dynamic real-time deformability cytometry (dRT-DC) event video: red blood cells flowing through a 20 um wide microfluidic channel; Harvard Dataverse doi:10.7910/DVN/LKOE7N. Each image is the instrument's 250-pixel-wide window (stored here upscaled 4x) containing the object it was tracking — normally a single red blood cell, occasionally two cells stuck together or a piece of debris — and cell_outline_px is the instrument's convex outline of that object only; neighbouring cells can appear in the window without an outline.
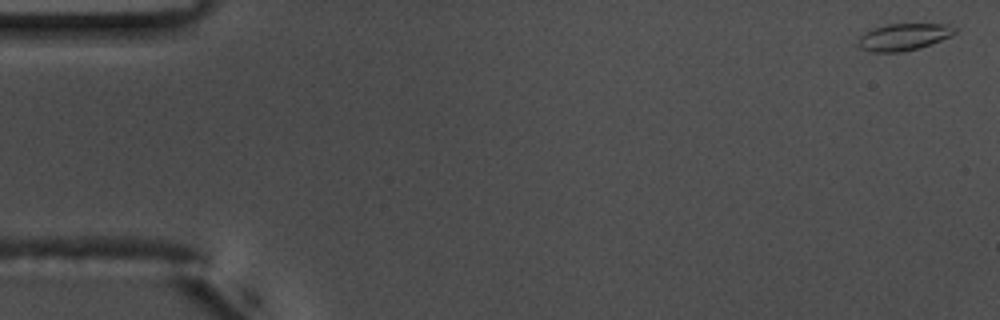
{"species": "common noctule bat (a hibernating species)", "species_latin": "Nyctalus noctula", "temperature_condition": "warm", "stored_images_in_passage": 55, "camera_frame_rate_fps": 3000, "um_per_image_px": 0.085, "animal": {"sex": "male", "body_mass_g": 17.5, "forearm_length_mm": 52.3}, "frame": {"image": 1, "passage_image": 1, "time_ms": 0.0, "image_size_px": [1000, 320], "cell_outline_px": [[956, 32], [940, 40], [916, 48], [900, 52], [872, 52], [860, 48], [856, 44], [860, 36], [864, 32], [872, 28], [888, 24], [948, 24], [956, 28]], "centroid_in_image_um": [76.74, 3.13], "position_along_channel_um": 8.3, "area_um2": 14.97}}
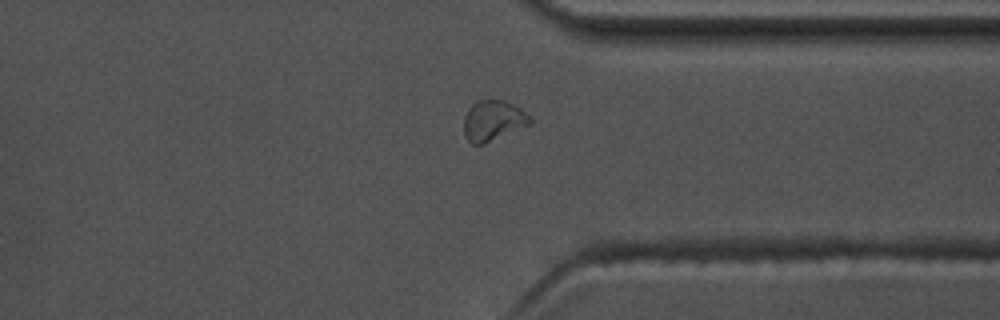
{"frame": {"image": 2, "passage_image": 42, "time_ms": 13.667, "image_size_px": [1000, 320], "cell_outline_px": [[532, 124], [484, 144], [472, 144], [464, 136], [464, 116], [468, 108], [472, 104], [480, 100], [504, 100], [520, 108], [532, 120]], "centroid_in_image_um": [41.9, 10.26], "position_along_channel_um": 369.5, "area_um2": 15.61}}
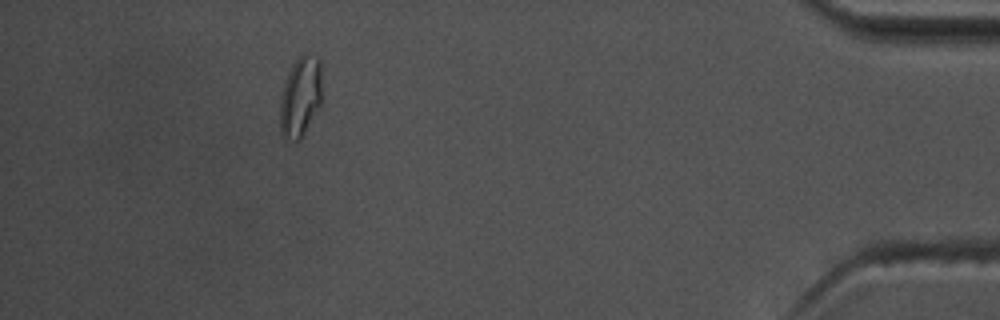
{"frame": {"image": 3, "passage_image": 50, "time_ms": 16.333, "image_size_px": [1000, 320], "cell_outline_px": [[320, 104], [300, 140], [296, 140], [284, 136], [280, 132], [280, 96], [284, 80], [292, 64], [300, 52], [308, 52], [316, 56], [320, 60]], "centroid_in_image_um": [25.5, 8.13], "position_along_channel_um": 409.7, "area_um2": 19.65}, "authors_computed_cell_mechanics": {"area_um2": 14.6812, "velocity_mm_per_s": 3.6677, "shape_relaxation_time_tau1_ms": 3.5269, "shape_relaxation_time_tau2_ms": 1.7891, "deformation_change_tau1": 0.1407, "deformation_change_tau2": 0.06}}